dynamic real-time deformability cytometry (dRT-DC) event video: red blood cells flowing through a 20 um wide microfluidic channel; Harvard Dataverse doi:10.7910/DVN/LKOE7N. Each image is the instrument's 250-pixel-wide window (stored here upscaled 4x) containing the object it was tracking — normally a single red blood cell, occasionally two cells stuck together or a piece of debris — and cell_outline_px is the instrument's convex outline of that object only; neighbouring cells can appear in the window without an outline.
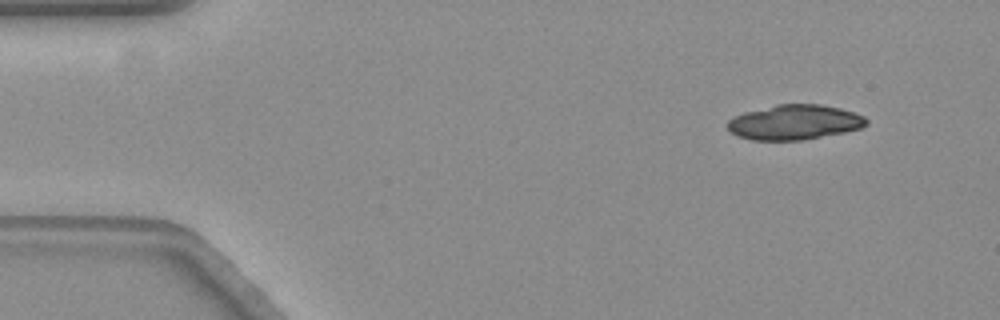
{"species": "common noctule bat (a hibernating species)", "species_latin": "Nyctalus noctula", "temperature_condition": "warm", "stored_images_in_passage": 15, "camera_frame_rate_fps": 3000, "um_per_image_px": 0.085, "animal": {"sex": "female", "body_mass_g": 19.3, "forearm_length_mm": 54.1}, "frame": {"image": 1, "passage_image": 1, "time_ms": 0.0, "image_size_px": [1000, 320], "cell_outline_px": [[868, 124], [860, 128], [844, 132], [800, 140], [752, 140], [740, 136], [732, 132], [728, 128], [728, 120], [744, 112], [776, 104], [820, 104], [840, 108], [864, 116], [868, 120]], "centroid_in_image_um": [67.54, 10.38], "position_along_channel_um": 17.5, "area_um2": 27.98}}